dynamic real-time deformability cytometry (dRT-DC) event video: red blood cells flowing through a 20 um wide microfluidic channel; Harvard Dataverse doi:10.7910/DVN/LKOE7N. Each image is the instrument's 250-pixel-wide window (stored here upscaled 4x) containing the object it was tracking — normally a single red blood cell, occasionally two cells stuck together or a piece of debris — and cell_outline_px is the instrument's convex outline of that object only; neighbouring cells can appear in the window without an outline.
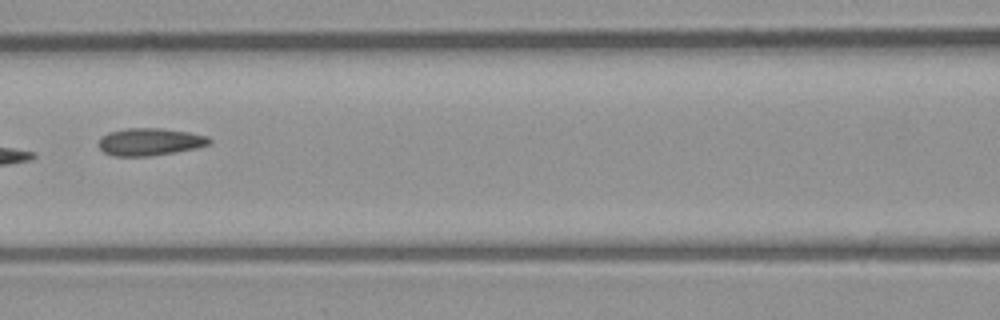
{"species": "common noctule bat (a hibernating species)", "species_latin": "Nyctalus noctula", "temperature_condition": "room temperature", "stored_images_in_passage": 9, "camera_frame_rate_fps": 3000, "um_per_image_px": 0.085, "animal": {"sex": "male", "body_mass_g": 23.1, "forearm_length_mm": 52.7}, "frame": {"image": 1, "passage_image": 7, "time_ms": 8.0, "image_size_px": [1000, 320], "cell_outline_px": [[212, 140], [208, 144], [196, 148], [176, 152], [148, 156], [112, 156], [104, 152], [100, 148], [100, 136], [108, 132], [128, 128], [160, 128], [188, 132], [208, 136]], "centroid_in_image_um": [12.73, 12.05], "position_along_channel_um": 153.9, "area_um2": 17.63}}
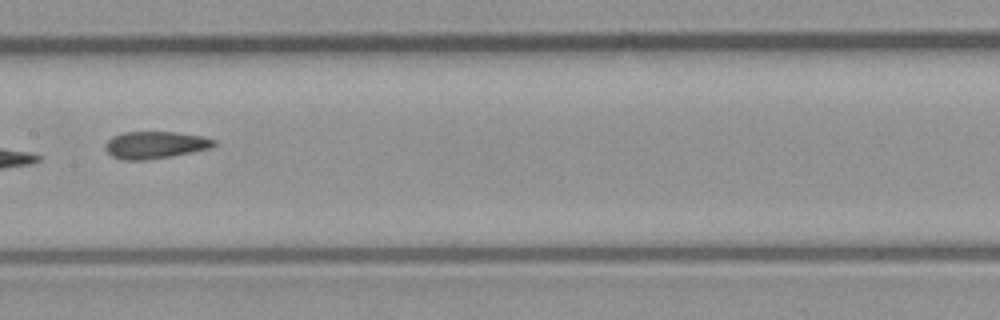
{"frame": {"image": 2, "passage_image": 8, "time_ms": 9.0, "image_size_px": [1000, 320], "cell_outline_px": [[216, 144], [208, 148], [172, 156], [148, 160], [124, 160], [112, 156], [104, 148], [108, 140], [112, 136], [124, 132], [176, 132], [204, 136], [216, 140]], "centroid_in_image_um": [13.18, 12.31], "position_along_channel_um": 194.2, "area_um2": 17.17}}
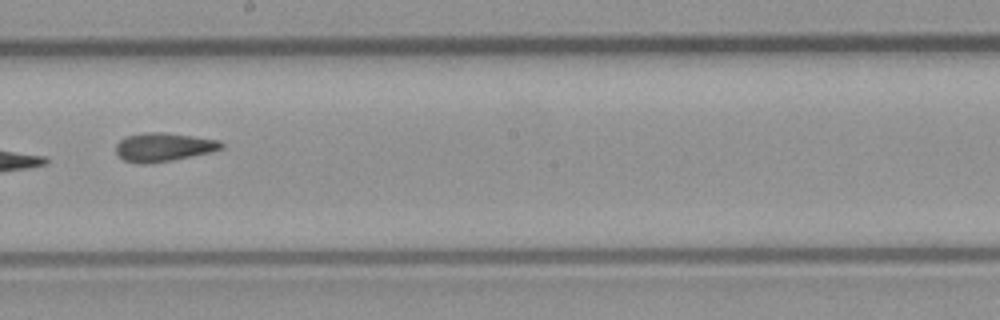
{"frame": {"image": 3, "passage_image": 9, "time_ms": 10.0, "image_size_px": [1000, 320], "cell_outline_px": [[224, 148], [212, 152], [172, 160], [144, 164], [140, 164], [124, 160], [116, 152], [116, 144], [124, 136], [144, 132], [164, 132], [220, 140], [224, 144]], "centroid_in_image_um": [13.91, 12.49], "position_along_channel_um": 234.3, "area_um2": 17.69}}